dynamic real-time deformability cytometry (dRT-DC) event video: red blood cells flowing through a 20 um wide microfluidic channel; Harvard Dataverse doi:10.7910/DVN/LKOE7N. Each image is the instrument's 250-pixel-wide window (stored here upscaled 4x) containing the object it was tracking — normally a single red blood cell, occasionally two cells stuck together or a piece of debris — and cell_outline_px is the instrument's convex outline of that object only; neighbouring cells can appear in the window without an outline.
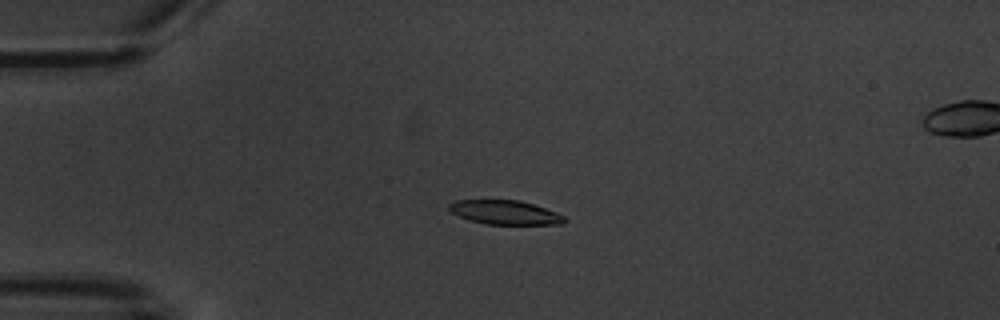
{"species": "common noctule bat (a hibernating species)", "species_latin": "Nyctalus noctula", "temperature_condition": "warm", "stored_images_in_passage": 6, "segment_of_instrument_passage": [1, 2], "camera_frame_rate_fps": 3000, "um_per_image_px": 0.085, "animal": {"sex": "male", "body_mass_g": 20.1, "forearm_length_mm": 53.5}, "frame": {"image": 1, "passage_image": 5, "time_ms": 4.667, "image_size_px": [1000, 320], "cell_outline_px": [[568, 220], [564, 224], [484, 224], [468, 220], [452, 212], [448, 208], [448, 204], [456, 200], [520, 200], [556, 212], [564, 216]], "centroid_in_image_um": [42.93, 18.06], "position_along_channel_um": 42.1, "area_um2": 16.18}}